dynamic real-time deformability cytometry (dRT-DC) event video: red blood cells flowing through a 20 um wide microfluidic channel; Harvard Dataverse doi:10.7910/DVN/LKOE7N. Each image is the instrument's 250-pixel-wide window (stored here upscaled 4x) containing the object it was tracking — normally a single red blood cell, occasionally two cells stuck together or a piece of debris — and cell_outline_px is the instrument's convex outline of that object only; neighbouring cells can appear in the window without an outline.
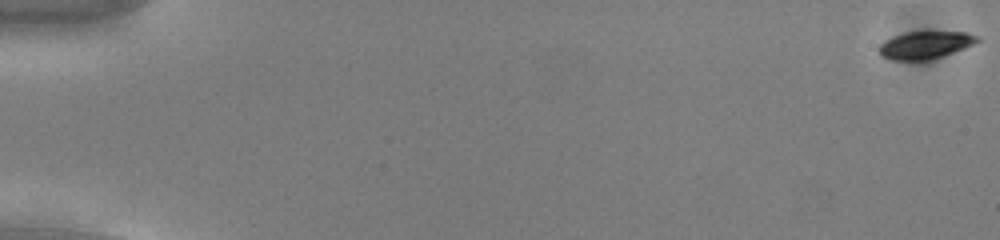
{"species": "common noctule bat (a hibernating species)", "species_latin": "Nyctalus noctula", "temperature_condition": "cold", "stored_images_in_passage": 56, "camera_frame_rate_fps": 3000, "um_per_image_px": 0.085, "animal": {"sex": "male", "body_mass_g": 13.0, "forearm_length_mm": 53.1}, "frame": {"image": 1, "passage_image": 1, "time_ms": 0.0, "image_size_px": [1000, 240], "cell_outline_px": [[980, 40], [964, 48], [928, 60], [892, 60], [880, 56], [880, 44], [892, 36], [908, 32], [968, 32], [980, 36]], "centroid_in_image_um": [78.64, 3.82], "position_along_channel_um": 6.4, "area_um2": 15.55}}
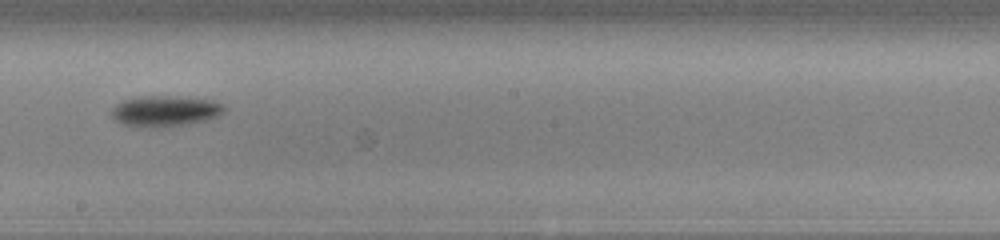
{"frame": {"image": 2, "passage_image": 33, "time_ms": 10.667, "image_size_px": [1000, 240], "cell_outline_px": [[224, 112], [216, 116], [204, 120], [188, 124], [156, 128], [140, 128], [124, 124], [116, 120], [112, 116], [112, 108], [116, 104], [124, 100], [136, 96], [168, 96], [212, 100], [224, 104]], "centroid_in_image_um": [14.0, 9.45], "position_along_channel_um": 234.2, "area_um2": 20.23}}
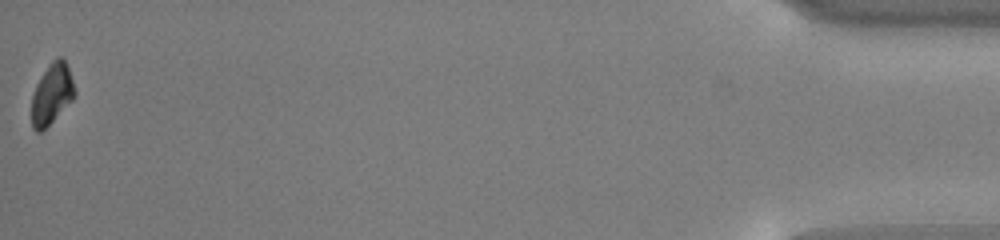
{"frame": {"image": 3, "passage_image": 56, "time_ms": 18.333, "image_size_px": [1000, 240], "cell_outline_px": [[76, 96], [40, 132], [36, 132], [32, 128], [32, 96], [36, 84], [40, 76], [52, 60], [56, 56], [60, 56], [64, 60], [68, 68], [76, 92]], "centroid_in_image_um": [4.4, 7.95], "position_along_channel_um": 430.8, "area_um2": 14.97}, "authors_computed_cell_mechanics": {"area_um2": 16.8198, "velocity_mm_per_s": 3.7773, "shape_relaxation_time_tau1_ms": 1.931, "shape_relaxation_time_tau2_ms": null, "deformation_change_tau1": 0.0843, "deformation_change_tau2": null}}